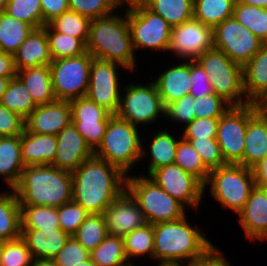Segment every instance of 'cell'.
<instances>
[{
    "instance_id": "obj_49",
    "label": "cell",
    "mask_w": 267,
    "mask_h": 266,
    "mask_svg": "<svg viewBox=\"0 0 267 266\" xmlns=\"http://www.w3.org/2000/svg\"><path fill=\"white\" fill-rule=\"evenodd\" d=\"M164 117L186 126L195 118L194 97L189 94L167 104Z\"/></svg>"
},
{
    "instance_id": "obj_62",
    "label": "cell",
    "mask_w": 267,
    "mask_h": 266,
    "mask_svg": "<svg viewBox=\"0 0 267 266\" xmlns=\"http://www.w3.org/2000/svg\"><path fill=\"white\" fill-rule=\"evenodd\" d=\"M9 81L10 79L8 77H0V100L6 90Z\"/></svg>"
},
{
    "instance_id": "obj_41",
    "label": "cell",
    "mask_w": 267,
    "mask_h": 266,
    "mask_svg": "<svg viewBox=\"0 0 267 266\" xmlns=\"http://www.w3.org/2000/svg\"><path fill=\"white\" fill-rule=\"evenodd\" d=\"M91 19L75 11L68 10L57 16L48 25L59 33L79 38L85 45L89 36Z\"/></svg>"
},
{
    "instance_id": "obj_2",
    "label": "cell",
    "mask_w": 267,
    "mask_h": 266,
    "mask_svg": "<svg viewBox=\"0 0 267 266\" xmlns=\"http://www.w3.org/2000/svg\"><path fill=\"white\" fill-rule=\"evenodd\" d=\"M187 217L186 214L178 220L154 224V260L158 263L193 264L216 247Z\"/></svg>"
},
{
    "instance_id": "obj_12",
    "label": "cell",
    "mask_w": 267,
    "mask_h": 266,
    "mask_svg": "<svg viewBox=\"0 0 267 266\" xmlns=\"http://www.w3.org/2000/svg\"><path fill=\"white\" fill-rule=\"evenodd\" d=\"M214 48L224 52L232 61L244 66L265 44L234 17L213 29Z\"/></svg>"
},
{
    "instance_id": "obj_39",
    "label": "cell",
    "mask_w": 267,
    "mask_h": 266,
    "mask_svg": "<svg viewBox=\"0 0 267 266\" xmlns=\"http://www.w3.org/2000/svg\"><path fill=\"white\" fill-rule=\"evenodd\" d=\"M88 252L96 249L108 236L102 214H90L72 235Z\"/></svg>"
},
{
    "instance_id": "obj_11",
    "label": "cell",
    "mask_w": 267,
    "mask_h": 266,
    "mask_svg": "<svg viewBox=\"0 0 267 266\" xmlns=\"http://www.w3.org/2000/svg\"><path fill=\"white\" fill-rule=\"evenodd\" d=\"M92 59L86 51L79 56L56 59L50 63L52 87L57 100L70 101L87 95Z\"/></svg>"
},
{
    "instance_id": "obj_58",
    "label": "cell",
    "mask_w": 267,
    "mask_h": 266,
    "mask_svg": "<svg viewBox=\"0 0 267 266\" xmlns=\"http://www.w3.org/2000/svg\"><path fill=\"white\" fill-rule=\"evenodd\" d=\"M255 186L267 188V156L255 164L252 168Z\"/></svg>"
},
{
    "instance_id": "obj_14",
    "label": "cell",
    "mask_w": 267,
    "mask_h": 266,
    "mask_svg": "<svg viewBox=\"0 0 267 266\" xmlns=\"http://www.w3.org/2000/svg\"><path fill=\"white\" fill-rule=\"evenodd\" d=\"M148 177L172 198L192 210H198L204 199V184L175 163L154 170Z\"/></svg>"
},
{
    "instance_id": "obj_48",
    "label": "cell",
    "mask_w": 267,
    "mask_h": 266,
    "mask_svg": "<svg viewBox=\"0 0 267 266\" xmlns=\"http://www.w3.org/2000/svg\"><path fill=\"white\" fill-rule=\"evenodd\" d=\"M195 118H220L231 105L215 93L195 98Z\"/></svg>"
},
{
    "instance_id": "obj_46",
    "label": "cell",
    "mask_w": 267,
    "mask_h": 266,
    "mask_svg": "<svg viewBox=\"0 0 267 266\" xmlns=\"http://www.w3.org/2000/svg\"><path fill=\"white\" fill-rule=\"evenodd\" d=\"M189 141L201 158L204 166L209 170H213L227 165L225 162L220 146L216 138H184Z\"/></svg>"
},
{
    "instance_id": "obj_3",
    "label": "cell",
    "mask_w": 267,
    "mask_h": 266,
    "mask_svg": "<svg viewBox=\"0 0 267 266\" xmlns=\"http://www.w3.org/2000/svg\"><path fill=\"white\" fill-rule=\"evenodd\" d=\"M114 12L111 15L91 19L86 51L95 59L123 65L129 72L135 71L136 55L127 19Z\"/></svg>"
},
{
    "instance_id": "obj_18",
    "label": "cell",
    "mask_w": 267,
    "mask_h": 266,
    "mask_svg": "<svg viewBox=\"0 0 267 266\" xmlns=\"http://www.w3.org/2000/svg\"><path fill=\"white\" fill-rule=\"evenodd\" d=\"M107 232L124 237L147 222L136 200L125 190L102 213Z\"/></svg>"
},
{
    "instance_id": "obj_26",
    "label": "cell",
    "mask_w": 267,
    "mask_h": 266,
    "mask_svg": "<svg viewBox=\"0 0 267 266\" xmlns=\"http://www.w3.org/2000/svg\"><path fill=\"white\" fill-rule=\"evenodd\" d=\"M21 238L33 258L53 259L70 235L61 228L21 229Z\"/></svg>"
},
{
    "instance_id": "obj_10",
    "label": "cell",
    "mask_w": 267,
    "mask_h": 266,
    "mask_svg": "<svg viewBox=\"0 0 267 266\" xmlns=\"http://www.w3.org/2000/svg\"><path fill=\"white\" fill-rule=\"evenodd\" d=\"M127 19L135 52L143 48L168 52L171 26L160 15L153 13L141 1H136L127 10Z\"/></svg>"
},
{
    "instance_id": "obj_51",
    "label": "cell",
    "mask_w": 267,
    "mask_h": 266,
    "mask_svg": "<svg viewBox=\"0 0 267 266\" xmlns=\"http://www.w3.org/2000/svg\"><path fill=\"white\" fill-rule=\"evenodd\" d=\"M69 8L76 13L96 19L116 12L108 0H68Z\"/></svg>"
},
{
    "instance_id": "obj_42",
    "label": "cell",
    "mask_w": 267,
    "mask_h": 266,
    "mask_svg": "<svg viewBox=\"0 0 267 266\" xmlns=\"http://www.w3.org/2000/svg\"><path fill=\"white\" fill-rule=\"evenodd\" d=\"M46 36L53 60L75 57L86 52V45L79 38L54 31L48 24Z\"/></svg>"
},
{
    "instance_id": "obj_53",
    "label": "cell",
    "mask_w": 267,
    "mask_h": 266,
    "mask_svg": "<svg viewBox=\"0 0 267 266\" xmlns=\"http://www.w3.org/2000/svg\"><path fill=\"white\" fill-rule=\"evenodd\" d=\"M25 130V119L0 103V137L19 136Z\"/></svg>"
},
{
    "instance_id": "obj_32",
    "label": "cell",
    "mask_w": 267,
    "mask_h": 266,
    "mask_svg": "<svg viewBox=\"0 0 267 266\" xmlns=\"http://www.w3.org/2000/svg\"><path fill=\"white\" fill-rule=\"evenodd\" d=\"M34 28L5 11L0 12V52L14 55Z\"/></svg>"
},
{
    "instance_id": "obj_54",
    "label": "cell",
    "mask_w": 267,
    "mask_h": 266,
    "mask_svg": "<svg viewBox=\"0 0 267 266\" xmlns=\"http://www.w3.org/2000/svg\"><path fill=\"white\" fill-rule=\"evenodd\" d=\"M190 79L192 83L190 94L193 97L199 98L214 93L210 79L196 60L190 61Z\"/></svg>"
},
{
    "instance_id": "obj_20",
    "label": "cell",
    "mask_w": 267,
    "mask_h": 266,
    "mask_svg": "<svg viewBox=\"0 0 267 266\" xmlns=\"http://www.w3.org/2000/svg\"><path fill=\"white\" fill-rule=\"evenodd\" d=\"M56 137V156L51 164L55 168L73 172L86 159L94 155V151L85 142L72 122Z\"/></svg>"
},
{
    "instance_id": "obj_40",
    "label": "cell",
    "mask_w": 267,
    "mask_h": 266,
    "mask_svg": "<svg viewBox=\"0 0 267 266\" xmlns=\"http://www.w3.org/2000/svg\"><path fill=\"white\" fill-rule=\"evenodd\" d=\"M233 17L267 43V8L235 3Z\"/></svg>"
},
{
    "instance_id": "obj_9",
    "label": "cell",
    "mask_w": 267,
    "mask_h": 266,
    "mask_svg": "<svg viewBox=\"0 0 267 266\" xmlns=\"http://www.w3.org/2000/svg\"><path fill=\"white\" fill-rule=\"evenodd\" d=\"M120 119L138 127L154 123L165 116V106L154 81L148 84H127L121 94L120 104L115 114Z\"/></svg>"
},
{
    "instance_id": "obj_4",
    "label": "cell",
    "mask_w": 267,
    "mask_h": 266,
    "mask_svg": "<svg viewBox=\"0 0 267 266\" xmlns=\"http://www.w3.org/2000/svg\"><path fill=\"white\" fill-rule=\"evenodd\" d=\"M13 190L20 205L58 208L72 200V172L52 165L25 166Z\"/></svg>"
},
{
    "instance_id": "obj_50",
    "label": "cell",
    "mask_w": 267,
    "mask_h": 266,
    "mask_svg": "<svg viewBox=\"0 0 267 266\" xmlns=\"http://www.w3.org/2000/svg\"><path fill=\"white\" fill-rule=\"evenodd\" d=\"M89 254L90 252L81 246L73 236H70L53 260L56 266H75L89 259Z\"/></svg>"
},
{
    "instance_id": "obj_16",
    "label": "cell",
    "mask_w": 267,
    "mask_h": 266,
    "mask_svg": "<svg viewBox=\"0 0 267 266\" xmlns=\"http://www.w3.org/2000/svg\"><path fill=\"white\" fill-rule=\"evenodd\" d=\"M214 47L213 28L191 18L180 25L171 27L168 52L184 61L196 60Z\"/></svg>"
},
{
    "instance_id": "obj_43",
    "label": "cell",
    "mask_w": 267,
    "mask_h": 266,
    "mask_svg": "<svg viewBox=\"0 0 267 266\" xmlns=\"http://www.w3.org/2000/svg\"><path fill=\"white\" fill-rule=\"evenodd\" d=\"M175 164L185 172L194 175L203 184L207 182L210 171L204 166L192 144L182 136L179 138L176 149Z\"/></svg>"
},
{
    "instance_id": "obj_30",
    "label": "cell",
    "mask_w": 267,
    "mask_h": 266,
    "mask_svg": "<svg viewBox=\"0 0 267 266\" xmlns=\"http://www.w3.org/2000/svg\"><path fill=\"white\" fill-rule=\"evenodd\" d=\"M17 77L29 90L37 106L56 100L51 80V70L48 66L26 68L17 71Z\"/></svg>"
},
{
    "instance_id": "obj_66",
    "label": "cell",
    "mask_w": 267,
    "mask_h": 266,
    "mask_svg": "<svg viewBox=\"0 0 267 266\" xmlns=\"http://www.w3.org/2000/svg\"><path fill=\"white\" fill-rule=\"evenodd\" d=\"M259 108L267 115V105H259Z\"/></svg>"
},
{
    "instance_id": "obj_56",
    "label": "cell",
    "mask_w": 267,
    "mask_h": 266,
    "mask_svg": "<svg viewBox=\"0 0 267 266\" xmlns=\"http://www.w3.org/2000/svg\"><path fill=\"white\" fill-rule=\"evenodd\" d=\"M192 266H232L222 252L215 247L204 259L196 261Z\"/></svg>"
},
{
    "instance_id": "obj_25",
    "label": "cell",
    "mask_w": 267,
    "mask_h": 266,
    "mask_svg": "<svg viewBox=\"0 0 267 266\" xmlns=\"http://www.w3.org/2000/svg\"><path fill=\"white\" fill-rule=\"evenodd\" d=\"M243 89L250 103L267 98V43L243 66Z\"/></svg>"
},
{
    "instance_id": "obj_67",
    "label": "cell",
    "mask_w": 267,
    "mask_h": 266,
    "mask_svg": "<svg viewBox=\"0 0 267 266\" xmlns=\"http://www.w3.org/2000/svg\"><path fill=\"white\" fill-rule=\"evenodd\" d=\"M121 266H135V264L133 262H129V263H126V264L121 265Z\"/></svg>"
},
{
    "instance_id": "obj_34",
    "label": "cell",
    "mask_w": 267,
    "mask_h": 266,
    "mask_svg": "<svg viewBox=\"0 0 267 266\" xmlns=\"http://www.w3.org/2000/svg\"><path fill=\"white\" fill-rule=\"evenodd\" d=\"M235 0H194L193 18L213 29L233 17Z\"/></svg>"
},
{
    "instance_id": "obj_64",
    "label": "cell",
    "mask_w": 267,
    "mask_h": 266,
    "mask_svg": "<svg viewBox=\"0 0 267 266\" xmlns=\"http://www.w3.org/2000/svg\"><path fill=\"white\" fill-rule=\"evenodd\" d=\"M75 266H96V265L89 258L86 261H84L83 263L76 264Z\"/></svg>"
},
{
    "instance_id": "obj_65",
    "label": "cell",
    "mask_w": 267,
    "mask_h": 266,
    "mask_svg": "<svg viewBox=\"0 0 267 266\" xmlns=\"http://www.w3.org/2000/svg\"><path fill=\"white\" fill-rule=\"evenodd\" d=\"M7 1L8 0H0V12L5 11Z\"/></svg>"
},
{
    "instance_id": "obj_23",
    "label": "cell",
    "mask_w": 267,
    "mask_h": 266,
    "mask_svg": "<svg viewBox=\"0 0 267 266\" xmlns=\"http://www.w3.org/2000/svg\"><path fill=\"white\" fill-rule=\"evenodd\" d=\"M17 71L48 66L53 61L46 36V25L33 29L14 54Z\"/></svg>"
},
{
    "instance_id": "obj_28",
    "label": "cell",
    "mask_w": 267,
    "mask_h": 266,
    "mask_svg": "<svg viewBox=\"0 0 267 266\" xmlns=\"http://www.w3.org/2000/svg\"><path fill=\"white\" fill-rule=\"evenodd\" d=\"M25 164L21 157V135L0 137V178L13 189L21 178Z\"/></svg>"
},
{
    "instance_id": "obj_36",
    "label": "cell",
    "mask_w": 267,
    "mask_h": 266,
    "mask_svg": "<svg viewBox=\"0 0 267 266\" xmlns=\"http://www.w3.org/2000/svg\"><path fill=\"white\" fill-rule=\"evenodd\" d=\"M89 257L96 266H121L129 263L123 237L110 234L90 252Z\"/></svg>"
},
{
    "instance_id": "obj_38",
    "label": "cell",
    "mask_w": 267,
    "mask_h": 266,
    "mask_svg": "<svg viewBox=\"0 0 267 266\" xmlns=\"http://www.w3.org/2000/svg\"><path fill=\"white\" fill-rule=\"evenodd\" d=\"M21 229L60 228L58 208L43 205H20Z\"/></svg>"
},
{
    "instance_id": "obj_60",
    "label": "cell",
    "mask_w": 267,
    "mask_h": 266,
    "mask_svg": "<svg viewBox=\"0 0 267 266\" xmlns=\"http://www.w3.org/2000/svg\"><path fill=\"white\" fill-rule=\"evenodd\" d=\"M235 3L267 8V0H235Z\"/></svg>"
},
{
    "instance_id": "obj_21",
    "label": "cell",
    "mask_w": 267,
    "mask_h": 266,
    "mask_svg": "<svg viewBox=\"0 0 267 266\" xmlns=\"http://www.w3.org/2000/svg\"><path fill=\"white\" fill-rule=\"evenodd\" d=\"M267 156V115L258 104H248V123L243 159L238 163L252 168Z\"/></svg>"
},
{
    "instance_id": "obj_57",
    "label": "cell",
    "mask_w": 267,
    "mask_h": 266,
    "mask_svg": "<svg viewBox=\"0 0 267 266\" xmlns=\"http://www.w3.org/2000/svg\"><path fill=\"white\" fill-rule=\"evenodd\" d=\"M0 77H17L14 55L0 52Z\"/></svg>"
},
{
    "instance_id": "obj_8",
    "label": "cell",
    "mask_w": 267,
    "mask_h": 266,
    "mask_svg": "<svg viewBox=\"0 0 267 266\" xmlns=\"http://www.w3.org/2000/svg\"><path fill=\"white\" fill-rule=\"evenodd\" d=\"M208 187L209 194L223 209L227 208L238 214L255 187V181L250 168L239 164H227L210 171L204 190Z\"/></svg>"
},
{
    "instance_id": "obj_61",
    "label": "cell",
    "mask_w": 267,
    "mask_h": 266,
    "mask_svg": "<svg viewBox=\"0 0 267 266\" xmlns=\"http://www.w3.org/2000/svg\"><path fill=\"white\" fill-rule=\"evenodd\" d=\"M30 266H56L53 259L33 258Z\"/></svg>"
},
{
    "instance_id": "obj_19",
    "label": "cell",
    "mask_w": 267,
    "mask_h": 266,
    "mask_svg": "<svg viewBox=\"0 0 267 266\" xmlns=\"http://www.w3.org/2000/svg\"><path fill=\"white\" fill-rule=\"evenodd\" d=\"M70 123V102L56 99L37 106L25 119V129L35 134L58 135Z\"/></svg>"
},
{
    "instance_id": "obj_5",
    "label": "cell",
    "mask_w": 267,
    "mask_h": 266,
    "mask_svg": "<svg viewBox=\"0 0 267 266\" xmlns=\"http://www.w3.org/2000/svg\"><path fill=\"white\" fill-rule=\"evenodd\" d=\"M139 127L113 115L103 140L94 155L120 168L129 175L134 165L141 162L143 141Z\"/></svg>"
},
{
    "instance_id": "obj_27",
    "label": "cell",
    "mask_w": 267,
    "mask_h": 266,
    "mask_svg": "<svg viewBox=\"0 0 267 266\" xmlns=\"http://www.w3.org/2000/svg\"><path fill=\"white\" fill-rule=\"evenodd\" d=\"M56 149V135L35 134L26 129L21 135V157L25 166L51 165Z\"/></svg>"
},
{
    "instance_id": "obj_44",
    "label": "cell",
    "mask_w": 267,
    "mask_h": 266,
    "mask_svg": "<svg viewBox=\"0 0 267 266\" xmlns=\"http://www.w3.org/2000/svg\"><path fill=\"white\" fill-rule=\"evenodd\" d=\"M5 12L30 24L34 29L42 28V8L40 0H8Z\"/></svg>"
},
{
    "instance_id": "obj_69",
    "label": "cell",
    "mask_w": 267,
    "mask_h": 266,
    "mask_svg": "<svg viewBox=\"0 0 267 266\" xmlns=\"http://www.w3.org/2000/svg\"><path fill=\"white\" fill-rule=\"evenodd\" d=\"M4 192H5V190H4V191H1V190H0V196H1Z\"/></svg>"
},
{
    "instance_id": "obj_24",
    "label": "cell",
    "mask_w": 267,
    "mask_h": 266,
    "mask_svg": "<svg viewBox=\"0 0 267 266\" xmlns=\"http://www.w3.org/2000/svg\"><path fill=\"white\" fill-rule=\"evenodd\" d=\"M181 61L162 71L154 80L164 106L190 94V61Z\"/></svg>"
},
{
    "instance_id": "obj_33",
    "label": "cell",
    "mask_w": 267,
    "mask_h": 266,
    "mask_svg": "<svg viewBox=\"0 0 267 266\" xmlns=\"http://www.w3.org/2000/svg\"><path fill=\"white\" fill-rule=\"evenodd\" d=\"M153 13L160 15L171 26L193 18L194 0H140Z\"/></svg>"
},
{
    "instance_id": "obj_22",
    "label": "cell",
    "mask_w": 267,
    "mask_h": 266,
    "mask_svg": "<svg viewBox=\"0 0 267 266\" xmlns=\"http://www.w3.org/2000/svg\"><path fill=\"white\" fill-rule=\"evenodd\" d=\"M237 215L245 238L251 242L267 241V188L255 186Z\"/></svg>"
},
{
    "instance_id": "obj_37",
    "label": "cell",
    "mask_w": 267,
    "mask_h": 266,
    "mask_svg": "<svg viewBox=\"0 0 267 266\" xmlns=\"http://www.w3.org/2000/svg\"><path fill=\"white\" fill-rule=\"evenodd\" d=\"M125 253L129 262L132 258L149 255L154 260V225L146 223L123 237ZM139 256V257H138Z\"/></svg>"
},
{
    "instance_id": "obj_68",
    "label": "cell",
    "mask_w": 267,
    "mask_h": 266,
    "mask_svg": "<svg viewBox=\"0 0 267 266\" xmlns=\"http://www.w3.org/2000/svg\"><path fill=\"white\" fill-rule=\"evenodd\" d=\"M260 105H267V98Z\"/></svg>"
},
{
    "instance_id": "obj_29",
    "label": "cell",
    "mask_w": 267,
    "mask_h": 266,
    "mask_svg": "<svg viewBox=\"0 0 267 266\" xmlns=\"http://www.w3.org/2000/svg\"><path fill=\"white\" fill-rule=\"evenodd\" d=\"M153 135L150 141L151 143L147 145L150 146V149H145V146L142 145L141 161L148 156V153L150 154V162H148V170L146 171L148 175L145 176H149L154 170L160 167L175 163L176 149L179 142L178 137H175L174 134L172 135L171 131L169 133V130L162 129H158L157 133H153ZM148 149L149 152H147Z\"/></svg>"
},
{
    "instance_id": "obj_1",
    "label": "cell",
    "mask_w": 267,
    "mask_h": 266,
    "mask_svg": "<svg viewBox=\"0 0 267 266\" xmlns=\"http://www.w3.org/2000/svg\"><path fill=\"white\" fill-rule=\"evenodd\" d=\"M127 175L95 155L72 172V200L89 214H102L126 190Z\"/></svg>"
},
{
    "instance_id": "obj_52",
    "label": "cell",
    "mask_w": 267,
    "mask_h": 266,
    "mask_svg": "<svg viewBox=\"0 0 267 266\" xmlns=\"http://www.w3.org/2000/svg\"><path fill=\"white\" fill-rule=\"evenodd\" d=\"M219 118H194L184 126L183 138H216Z\"/></svg>"
},
{
    "instance_id": "obj_59",
    "label": "cell",
    "mask_w": 267,
    "mask_h": 266,
    "mask_svg": "<svg viewBox=\"0 0 267 266\" xmlns=\"http://www.w3.org/2000/svg\"><path fill=\"white\" fill-rule=\"evenodd\" d=\"M108 1L116 9L117 12L119 11V9L124 8L126 6L127 7L124 10H128L136 2V0H108Z\"/></svg>"
},
{
    "instance_id": "obj_13",
    "label": "cell",
    "mask_w": 267,
    "mask_h": 266,
    "mask_svg": "<svg viewBox=\"0 0 267 266\" xmlns=\"http://www.w3.org/2000/svg\"><path fill=\"white\" fill-rule=\"evenodd\" d=\"M118 67L129 71L119 63L93 58L86 95L113 115L118 111L122 93Z\"/></svg>"
},
{
    "instance_id": "obj_35",
    "label": "cell",
    "mask_w": 267,
    "mask_h": 266,
    "mask_svg": "<svg viewBox=\"0 0 267 266\" xmlns=\"http://www.w3.org/2000/svg\"><path fill=\"white\" fill-rule=\"evenodd\" d=\"M0 103L24 119L37 107L29 90L18 77L10 79Z\"/></svg>"
},
{
    "instance_id": "obj_17",
    "label": "cell",
    "mask_w": 267,
    "mask_h": 266,
    "mask_svg": "<svg viewBox=\"0 0 267 266\" xmlns=\"http://www.w3.org/2000/svg\"><path fill=\"white\" fill-rule=\"evenodd\" d=\"M71 122L95 151L103 140L107 125L113 116L87 96L70 100Z\"/></svg>"
},
{
    "instance_id": "obj_7",
    "label": "cell",
    "mask_w": 267,
    "mask_h": 266,
    "mask_svg": "<svg viewBox=\"0 0 267 266\" xmlns=\"http://www.w3.org/2000/svg\"><path fill=\"white\" fill-rule=\"evenodd\" d=\"M196 61L210 79L215 94L231 106H244L250 103L243 89V66L214 47L204 52Z\"/></svg>"
},
{
    "instance_id": "obj_55",
    "label": "cell",
    "mask_w": 267,
    "mask_h": 266,
    "mask_svg": "<svg viewBox=\"0 0 267 266\" xmlns=\"http://www.w3.org/2000/svg\"><path fill=\"white\" fill-rule=\"evenodd\" d=\"M42 8V27L57 16L70 10L68 0H40Z\"/></svg>"
},
{
    "instance_id": "obj_6",
    "label": "cell",
    "mask_w": 267,
    "mask_h": 266,
    "mask_svg": "<svg viewBox=\"0 0 267 266\" xmlns=\"http://www.w3.org/2000/svg\"><path fill=\"white\" fill-rule=\"evenodd\" d=\"M126 190L138 203L146 222L152 225L178 220L187 214L183 204L144 174L127 175Z\"/></svg>"
},
{
    "instance_id": "obj_31",
    "label": "cell",
    "mask_w": 267,
    "mask_h": 266,
    "mask_svg": "<svg viewBox=\"0 0 267 266\" xmlns=\"http://www.w3.org/2000/svg\"><path fill=\"white\" fill-rule=\"evenodd\" d=\"M21 237V208L15 191L5 190L0 196V241Z\"/></svg>"
},
{
    "instance_id": "obj_15",
    "label": "cell",
    "mask_w": 267,
    "mask_h": 266,
    "mask_svg": "<svg viewBox=\"0 0 267 266\" xmlns=\"http://www.w3.org/2000/svg\"><path fill=\"white\" fill-rule=\"evenodd\" d=\"M248 123V104L231 106L220 118L216 140L227 164H238L243 159Z\"/></svg>"
},
{
    "instance_id": "obj_63",
    "label": "cell",
    "mask_w": 267,
    "mask_h": 266,
    "mask_svg": "<svg viewBox=\"0 0 267 266\" xmlns=\"http://www.w3.org/2000/svg\"><path fill=\"white\" fill-rule=\"evenodd\" d=\"M158 266H192L191 263L159 262Z\"/></svg>"
},
{
    "instance_id": "obj_47",
    "label": "cell",
    "mask_w": 267,
    "mask_h": 266,
    "mask_svg": "<svg viewBox=\"0 0 267 266\" xmlns=\"http://www.w3.org/2000/svg\"><path fill=\"white\" fill-rule=\"evenodd\" d=\"M90 214L78 203L71 200L58 207L60 228L72 236Z\"/></svg>"
},
{
    "instance_id": "obj_45",
    "label": "cell",
    "mask_w": 267,
    "mask_h": 266,
    "mask_svg": "<svg viewBox=\"0 0 267 266\" xmlns=\"http://www.w3.org/2000/svg\"><path fill=\"white\" fill-rule=\"evenodd\" d=\"M32 255L20 237L2 242L0 247V266H30Z\"/></svg>"
}]
</instances>
